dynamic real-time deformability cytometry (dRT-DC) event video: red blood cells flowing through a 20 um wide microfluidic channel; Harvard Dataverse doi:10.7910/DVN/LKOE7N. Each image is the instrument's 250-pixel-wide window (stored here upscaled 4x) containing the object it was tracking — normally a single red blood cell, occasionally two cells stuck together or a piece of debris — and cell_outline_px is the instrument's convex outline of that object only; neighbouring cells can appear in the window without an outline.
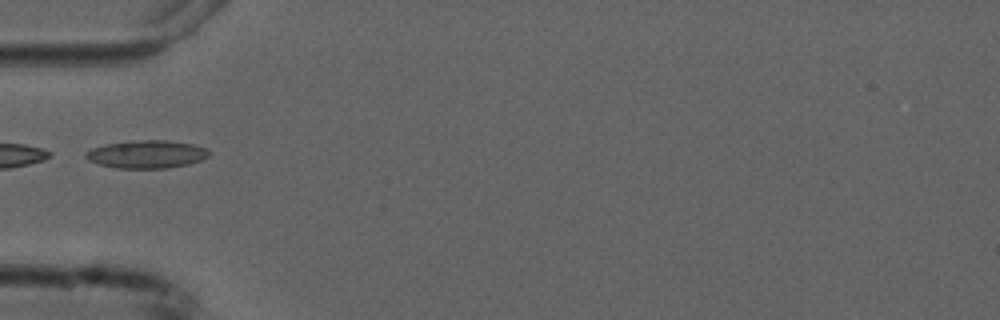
{"species": "common noctule bat (a hibernating species)", "species_latin": "Nyctalus noctula", "temperature_condition": "cold", "stored_images_in_passage": 4, "camera_frame_rate_fps": 3000, "um_per_image_px": 0.085, "animal": {"sex": "male", "forearm_length_mm": 52.5}, "frame": {"image": 1, "passage_image": 2, "time_ms": 2.0, "image_size_px": [1000, 320], "cell_outline_px": [[212, 152], [204, 160], [188, 164], [164, 168], [116, 168], [100, 164], [88, 160], [84, 156], [84, 152], [92, 148], [108, 144], [132, 140], [164, 140], [192, 144], [208, 148]], "centroid_in_image_um": [12.5, 13.11], "position_along_channel_um": 72.5, "area_um2": 20.11}}
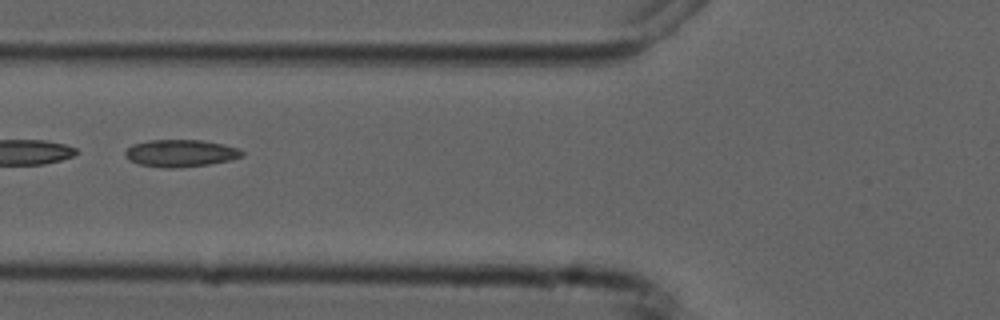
{"frame": {"image": 2, "passage_image": 3, "time_ms": 3.0, "image_size_px": [1000, 320], "cell_outline_px": [[244, 156], [232, 160], [208, 164], [180, 168], [164, 168], [140, 164], [128, 160], [124, 156], [124, 152], [132, 144], [148, 140], [200, 140], [224, 144], [240, 148], [244, 152]], "centroid_in_image_um": [15.36, 13.02], "position_along_channel_um": 110.4, "area_um2": 18.79}}
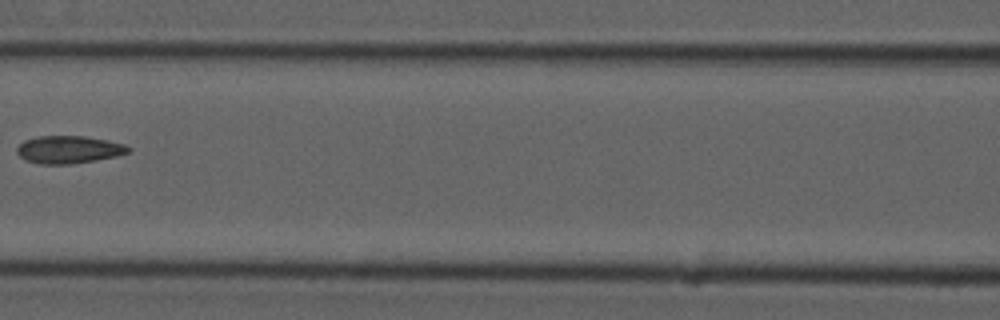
{"frame": {"image": 3, "passage_image": 4, "time_ms": 4.333, "image_size_px": [1000, 320], "cell_outline_px": [[132, 148], [128, 152], [116, 156], [96, 160], [72, 164], [40, 164], [24, 160], [16, 152], [16, 148], [24, 140], [36, 136], [84, 136], [108, 140], [124, 144]], "centroid_in_image_um": [5.82, 12.71], "position_along_channel_um": 160.8, "area_um2": 18.03}}